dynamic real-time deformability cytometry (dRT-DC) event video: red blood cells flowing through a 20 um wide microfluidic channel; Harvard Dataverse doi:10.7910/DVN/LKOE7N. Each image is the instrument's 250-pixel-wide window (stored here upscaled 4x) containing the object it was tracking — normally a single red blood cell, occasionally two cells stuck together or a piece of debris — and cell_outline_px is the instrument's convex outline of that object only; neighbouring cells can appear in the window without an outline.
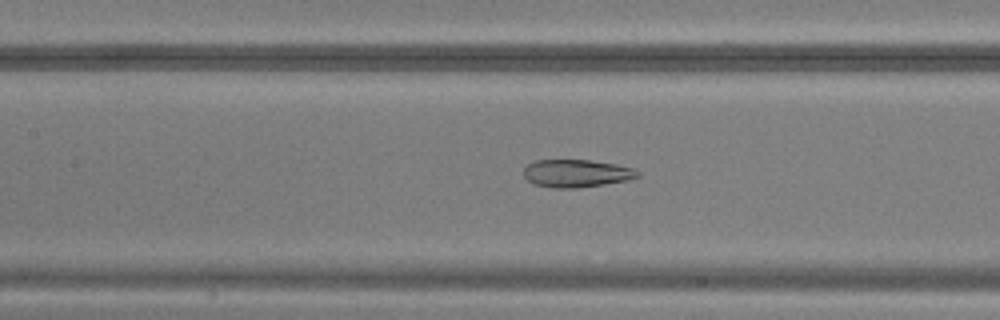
{"species": "common noctule bat (a hibernating species)", "species_latin": "Nyctalus noctula", "temperature_condition": "warm", "stored_images_in_passage": 48, "camera_frame_rate_fps": 3000, "um_per_image_px": 0.085, "animal": {"sex": "male", "body_mass_g": 20.5, "forearm_length_mm": 52.5}, "frame": {"image": 1, "passage_image": 22, "time_ms": 7.0, "image_size_px": [1000, 320], "cell_outline_px": [[640, 176], [624, 180], [604, 184], [576, 188], [552, 188], [532, 184], [524, 176], [524, 168], [528, 164], [536, 160], [588, 160], [616, 164], [632, 168], [640, 172]], "centroid_in_image_um": [48.96, 14.74], "position_along_channel_um": 158.4, "area_um2": 18.32}}
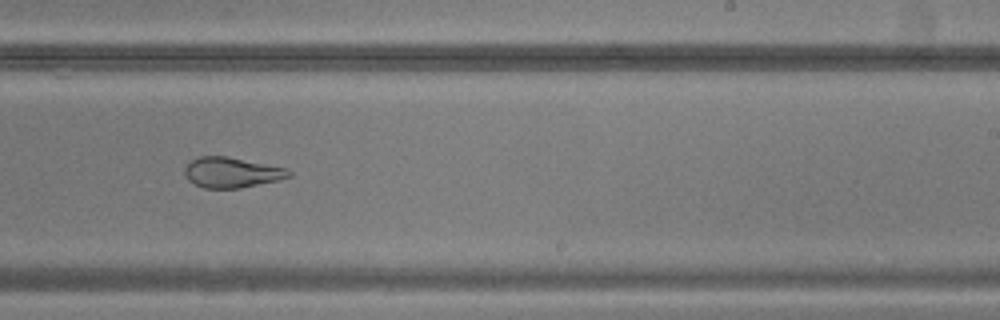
{"frame": {"image": 2, "passage_image": 30, "time_ms": 9.667, "image_size_px": [1000, 320], "cell_outline_px": [[292, 176], [276, 180], [240, 188], [204, 188], [188, 180], [184, 172], [184, 168], [192, 160], [200, 156], [228, 156], [284, 168], [292, 172]], "centroid_in_image_um": [19.67, 14.65], "position_along_channel_um": 269.3, "area_um2": 18.15}}
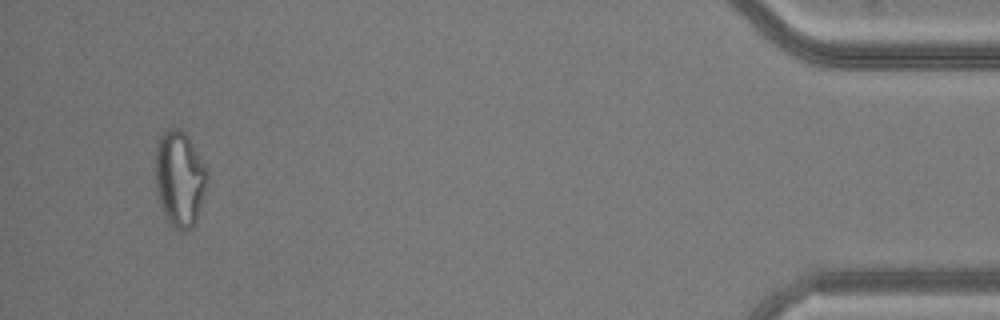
{"frame": {"image": 3, "passage_image": 46, "time_ms": 15.0, "image_size_px": [1000, 320], "cell_outline_px": [[208, 180], [196, 220], [192, 228], [180, 232], [172, 228], [168, 224], [160, 204], [156, 188], [156, 148], [160, 136], [168, 128], [180, 128], [188, 136], [208, 168]], "centroid_in_image_um": [15.28, 15.2], "position_along_channel_um": 419.9, "area_um2": 29.19}}